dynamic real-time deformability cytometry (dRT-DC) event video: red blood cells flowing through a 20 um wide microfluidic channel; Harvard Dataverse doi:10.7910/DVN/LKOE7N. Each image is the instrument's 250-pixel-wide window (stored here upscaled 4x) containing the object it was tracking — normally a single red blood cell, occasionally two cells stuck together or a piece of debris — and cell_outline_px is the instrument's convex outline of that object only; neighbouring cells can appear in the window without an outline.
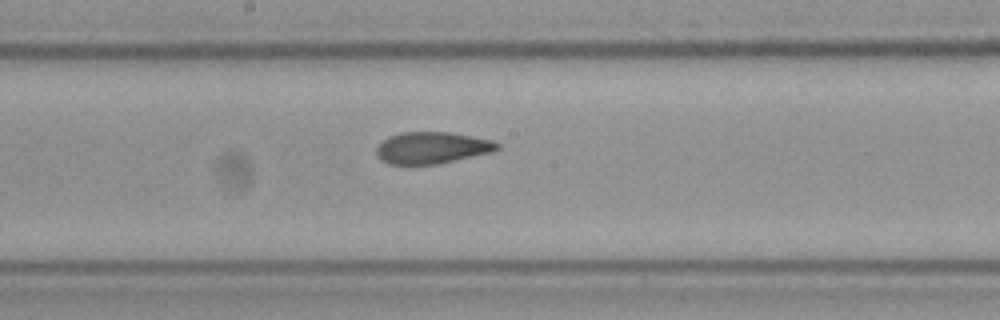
{"species": "Egyptian fruit bat (a non-hibernating species)", "species_latin": "Rousettus aegyptiacus", "temperature_condition": "cold", "stored_images_in_passage": 9, "camera_frame_rate_fps": 3000, "um_per_image_px": 0.085, "frame": {"image": 1, "passage_image": 9, "time_ms": 2.667, "image_size_px": [1000, 320], "cell_outline_px": [[500, 148], [492, 152], [436, 164], [388, 164], [380, 160], [376, 156], [376, 148], [388, 136], [400, 132], [452, 132], [492, 140], [500, 144]], "centroid_in_image_um": [36.7, 12.55], "position_along_channel_um": 211.5, "area_um2": 22.37}}